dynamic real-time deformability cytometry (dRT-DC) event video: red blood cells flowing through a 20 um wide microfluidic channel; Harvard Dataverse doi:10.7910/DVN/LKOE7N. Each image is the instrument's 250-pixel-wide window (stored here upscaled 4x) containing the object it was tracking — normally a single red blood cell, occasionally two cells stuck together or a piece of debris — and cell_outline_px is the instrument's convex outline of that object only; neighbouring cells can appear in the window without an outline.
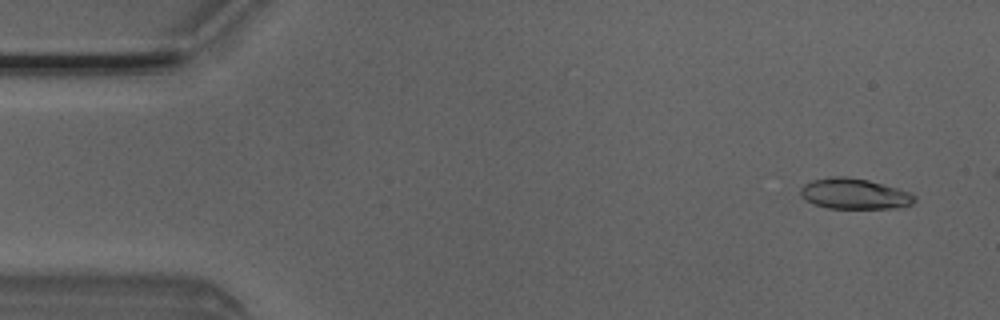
{"species": "Egyptian fruit bat (a non-hibernating species)", "species_latin": "Rousettus aegyptiacus", "temperature_condition": "room temperature", "stored_images_in_passage": 4, "camera_frame_rate_fps": 3000, "um_per_image_px": 0.085, "animal": {"sex": "male"}, "frame": {"image": 1, "passage_image": 1, "time_ms": 0.0, "image_size_px": [1000, 320], "cell_outline_px": [[916, 200], [912, 204], [904, 208], [828, 208], [812, 204], [800, 196], [800, 188], [804, 184], [812, 180], [832, 176], [844, 176], [868, 180], [912, 192], [916, 196]], "centroid_in_image_um": [72.64, 16.48], "position_along_channel_um": 12.4, "area_um2": 20.63}}
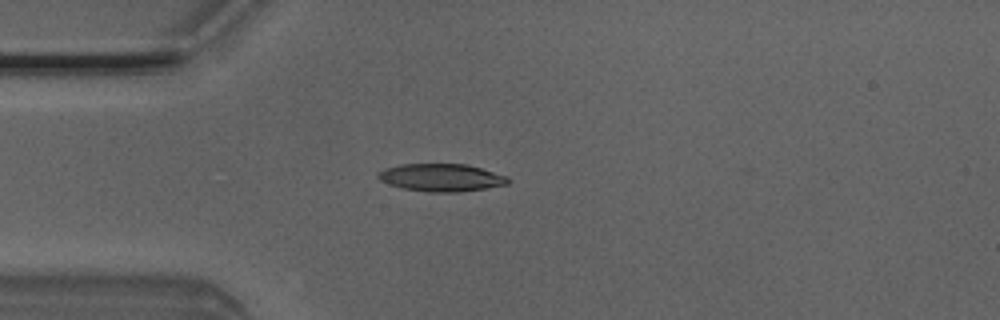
{"frame": {"image": 2, "passage_image": 3, "time_ms": 0.667, "image_size_px": [1000, 320], "cell_outline_px": [[512, 180], [508, 184], [460, 192], [428, 192], [404, 188], [388, 184], [380, 180], [376, 176], [376, 172], [384, 168], [400, 164], [468, 164], [508, 176]], "centroid_in_image_um": [37.5, 15.08], "position_along_channel_um": 47.5, "area_um2": 21.1}}